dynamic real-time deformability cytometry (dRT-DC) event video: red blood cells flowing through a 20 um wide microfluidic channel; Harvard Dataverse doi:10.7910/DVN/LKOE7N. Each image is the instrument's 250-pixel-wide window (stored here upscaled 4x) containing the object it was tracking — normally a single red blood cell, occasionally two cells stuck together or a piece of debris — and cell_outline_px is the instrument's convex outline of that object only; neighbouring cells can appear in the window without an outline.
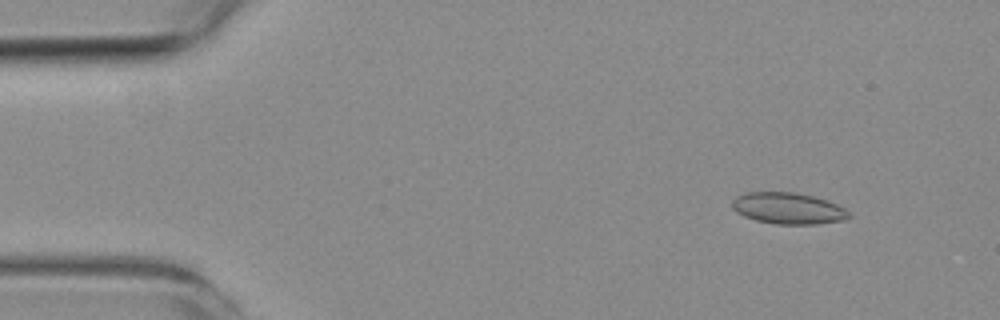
{"species": "common noctule bat (a hibernating species)", "species_latin": "Nyctalus noctula", "temperature_condition": "room temperature", "stored_images_in_passage": 5, "camera_frame_rate_fps": 3000, "um_per_image_px": 0.085, "animal": {"sex": "female", "body_mass_g": 19.3, "forearm_length_mm": 54.1}, "frame": {"image": 1, "passage_image": 2, "time_ms": 1.0, "image_size_px": [1000, 320], "cell_outline_px": [[852, 216], [844, 220], [816, 224], [776, 224], [756, 220], [744, 216], [736, 212], [732, 208], [732, 200], [736, 196], [744, 192], [796, 192], [828, 200], [844, 208]], "centroid_in_image_um": [66.98, 17.7], "position_along_channel_um": 18.0, "area_um2": 21.44}}
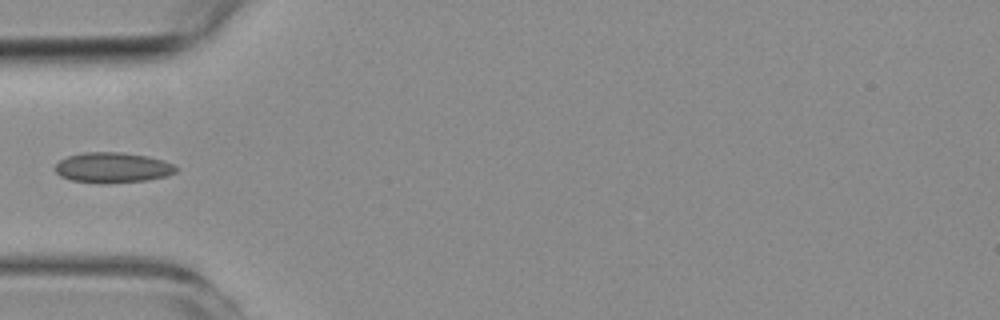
{"frame": {"image": 2, "passage_image": 5, "time_ms": 5.0, "image_size_px": [1000, 320], "cell_outline_px": [[176, 172], [168, 176], [148, 180], [100, 184], [72, 180], [60, 176], [56, 172], [56, 164], [60, 160], [68, 156], [84, 152], [120, 152], [148, 156], [164, 160], [172, 164], [176, 168]], "centroid_in_image_um": [9.58, 14.25], "position_along_channel_um": 75.4, "area_um2": 21.44}}